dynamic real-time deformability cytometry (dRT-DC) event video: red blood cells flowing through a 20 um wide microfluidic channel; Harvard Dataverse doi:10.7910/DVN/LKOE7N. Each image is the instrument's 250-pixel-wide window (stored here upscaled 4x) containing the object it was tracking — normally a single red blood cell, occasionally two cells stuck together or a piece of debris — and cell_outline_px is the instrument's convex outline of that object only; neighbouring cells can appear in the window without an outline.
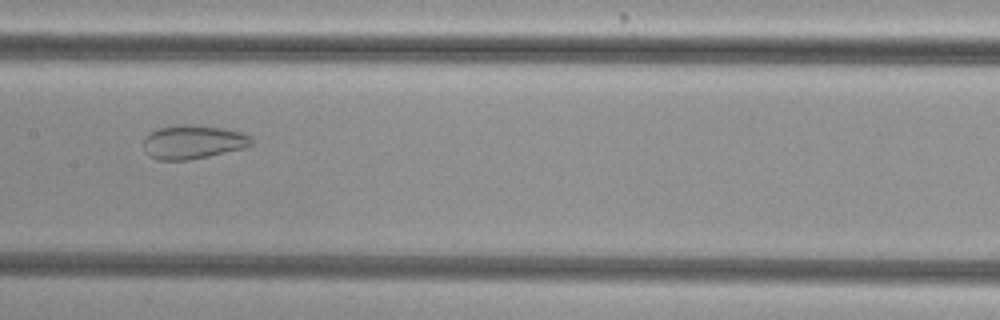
{"species": "common noctule bat (a hibernating species)", "species_latin": "Nyctalus noctula", "temperature_condition": "cold", "stored_images_in_passage": 32, "camera_frame_rate_fps": 3000, "um_per_image_px": 0.085, "animal": {"sex": "female", "body_mass_g": 29.2, "forearm_length_mm": 56.3}, "frame": {"image": 1, "passage_image": 10, "time_ms": 3.0, "image_size_px": [1000, 320], "cell_outline_px": [[252, 144], [248, 148], [188, 160], [156, 160], [148, 156], [144, 152], [144, 140], [152, 132], [160, 128], [184, 124], [192, 124], [224, 128], [240, 132], [252, 136]], "centroid_in_image_um": [16.44, 12.08], "position_along_channel_um": 191.0, "area_um2": 21.39}}
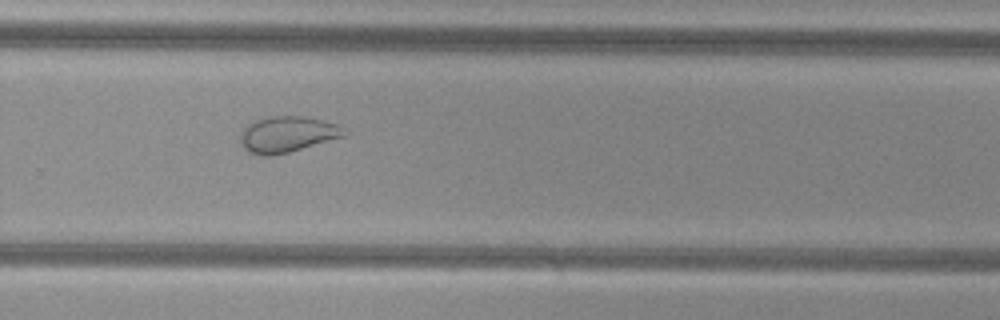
{"frame": {"image": 2, "passage_image": 19, "time_ms": 6.0, "image_size_px": [1000, 320], "cell_outline_px": [[348, 132], [344, 136], [288, 152], [272, 156], [260, 156], [244, 148], [240, 140], [240, 136], [244, 128], [248, 124], [256, 120], [272, 116], [308, 116], [336, 124]], "centroid_in_image_um": [24.41, 11.41], "position_along_channel_um": 305.4, "area_um2": 21.5}}